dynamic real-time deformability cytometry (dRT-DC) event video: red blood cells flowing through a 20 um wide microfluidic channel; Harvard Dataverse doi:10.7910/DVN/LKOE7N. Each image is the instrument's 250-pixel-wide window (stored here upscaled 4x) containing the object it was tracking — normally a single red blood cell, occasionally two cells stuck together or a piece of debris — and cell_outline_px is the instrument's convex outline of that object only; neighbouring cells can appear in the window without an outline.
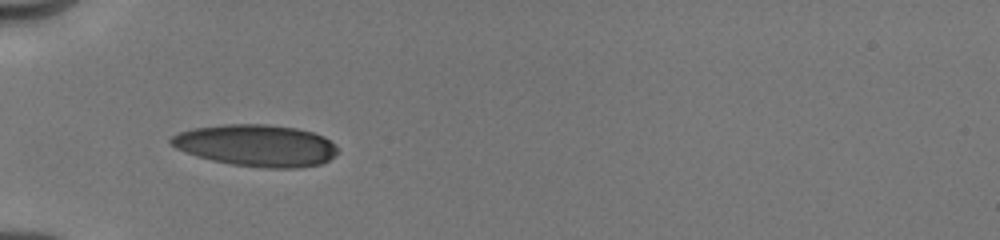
{"species": "human", "species_latin": "Homo sapiens", "temperature_condition": "cold", "stored_images_in_passage": 9, "camera_frame_rate_fps": 3000, "um_per_image_px": 0.085, "donor": {"sex": "male"}, "frame": {"image": 1, "passage_image": 6, "time_ms": 2.333, "image_size_px": [1000, 240], "cell_outline_px": [[336, 152], [328, 160], [320, 164], [300, 168], [264, 168], [232, 164], [212, 160], [196, 156], [176, 148], [168, 140], [172, 136], [180, 132], [192, 128], [224, 124], [268, 124], [296, 128], [312, 132], [324, 136], [336, 148]], "centroid_in_image_um": [21.75, 12.36], "position_along_channel_um": 63.2, "area_um2": 40.4}}
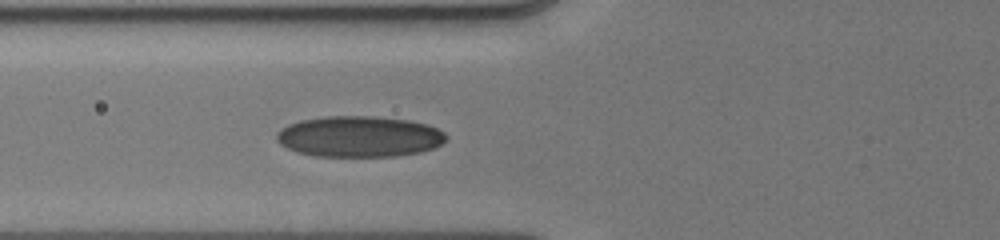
{"frame": {"image": 2, "passage_image": 9, "time_ms": 3.333, "image_size_px": [1000, 240], "cell_outline_px": [[448, 136], [440, 144], [432, 148], [420, 152], [396, 156], [316, 156], [296, 152], [280, 144], [276, 140], [276, 132], [280, 128], [288, 124], [300, 120], [324, 116], [372, 116], [408, 120], [428, 124], [444, 132]], "centroid_in_image_um": [30.5, 11.6], "position_along_channel_um": 95.3, "area_um2": 40.58}}